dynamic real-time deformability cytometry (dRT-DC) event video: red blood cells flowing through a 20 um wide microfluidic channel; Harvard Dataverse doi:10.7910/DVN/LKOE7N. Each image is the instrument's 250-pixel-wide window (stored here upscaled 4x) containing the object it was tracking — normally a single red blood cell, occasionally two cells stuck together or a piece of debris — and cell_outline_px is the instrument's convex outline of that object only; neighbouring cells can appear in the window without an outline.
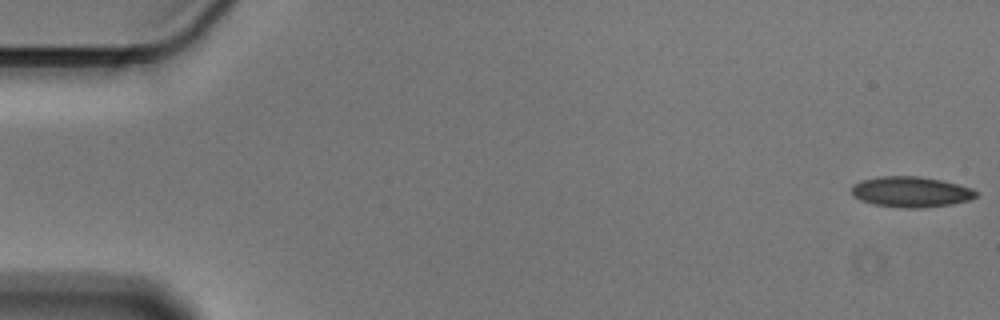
{"species": "Egyptian fruit bat (a non-hibernating species)", "species_latin": "Rousettus aegyptiacus", "temperature_condition": "cold", "stored_images_in_passage": 9, "camera_frame_rate_fps": 3000, "um_per_image_px": 0.085, "animal": {"sex": "male"}, "frame": {"image": 1, "passage_image": 1, "time_ms": 0.0, "image_size_px": [1000, 320], "cell_outline_px": [[976, 196], [968, 200], [952, 204], [924, 208], [904, 208], [872, 204], [860, 200], [852, 196], [852, 184], [860, 180], [880, 176], [920, 176], [940, 180], [972, 188], [976, 192]], "centroid_in_image_um": [77.37, 16.31], "position_along_channel_um": 7.6, "area_um2": 22.25}}